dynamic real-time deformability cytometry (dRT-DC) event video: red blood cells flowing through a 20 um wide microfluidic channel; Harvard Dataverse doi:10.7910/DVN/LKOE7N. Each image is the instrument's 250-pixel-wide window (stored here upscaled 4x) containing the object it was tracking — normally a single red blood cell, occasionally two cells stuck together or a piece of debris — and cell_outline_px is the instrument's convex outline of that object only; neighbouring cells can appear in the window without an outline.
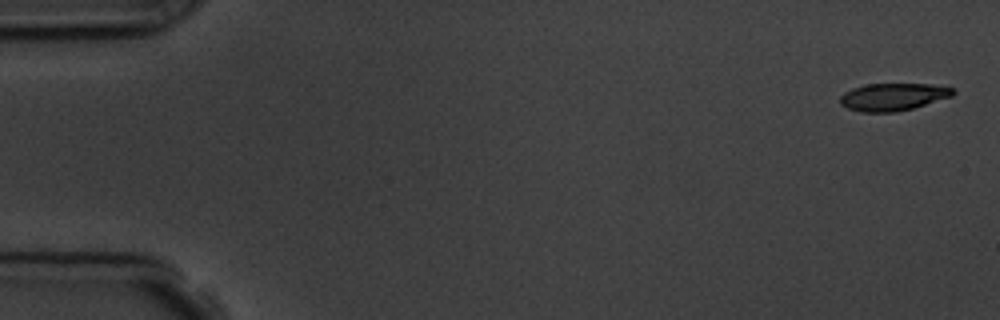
{"species": "common noctule bat (a hibernating species)", "species_latin": "Nyctalus noctula", "temperature_condition": "room temperature", "stored_images_in_passage": 5, "camera_frame_rate_fps": 3000, "um_per_image_px": 0.085, "animal": {"sex": "male", "body_mass_g": 19.5, "forearm_length_mm": 54.6}, "frame": {"image": 1, "passage_image": 1, "time_ms": 0.0, "image_size_px": [1000, 320], "cell_outline_px": [[956, 92], [952, 96], [912, 108], [896, 112], [860, 112], [848, 108], [840, 104], [840, 96], [844, 92], [852, 88], [868, 84], [932, 84], [956, 88]], "centroid_in_image_um": [75.91, 8.23], "position_along_channel_um": 9.1, "area_um2": 18.09}}